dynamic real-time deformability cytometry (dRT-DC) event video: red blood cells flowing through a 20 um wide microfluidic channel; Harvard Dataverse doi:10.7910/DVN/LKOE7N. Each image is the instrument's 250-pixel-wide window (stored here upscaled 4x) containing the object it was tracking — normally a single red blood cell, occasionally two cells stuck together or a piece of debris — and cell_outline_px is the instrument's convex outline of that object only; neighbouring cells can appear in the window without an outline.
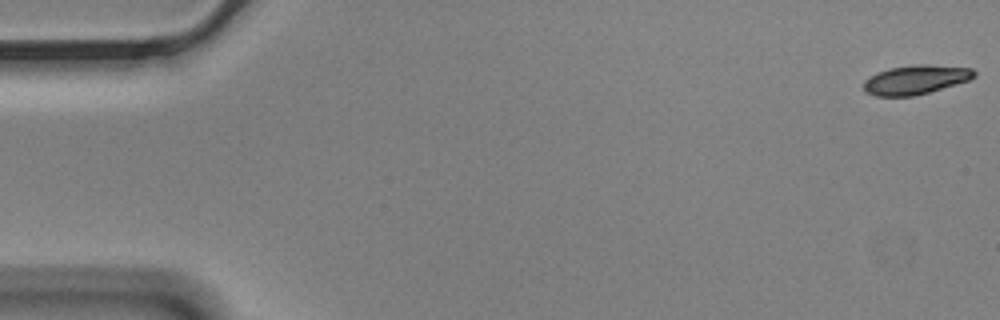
{"species": "Egyptian fruit bat (a non-hibernating species)", "species_latin": "Rousettus aegyptiacus", "temperature_condition": "cold", "stored_images_in_passage": 58, "camera_frame_rate_fps": 3000, "um_per_image_px": 0.085, "animal": {"sex": "male"}, "frame": {"image": 1, "passage_image": 1, "time_ms": 0.0, "image_size_px": [1000, 320], "cell_outline_px": [[976, 76], [968, 80], [928, 92], [912, 96], [876, 96], [864, 92], [864, 80], [888, 68], [920, 64], [924, 64], [972, 68], [976, 72]], "centroid_in_image_um": [77.82, 6.77], "position_along_channel_um": 7.2, "area_um2": 18.5}}
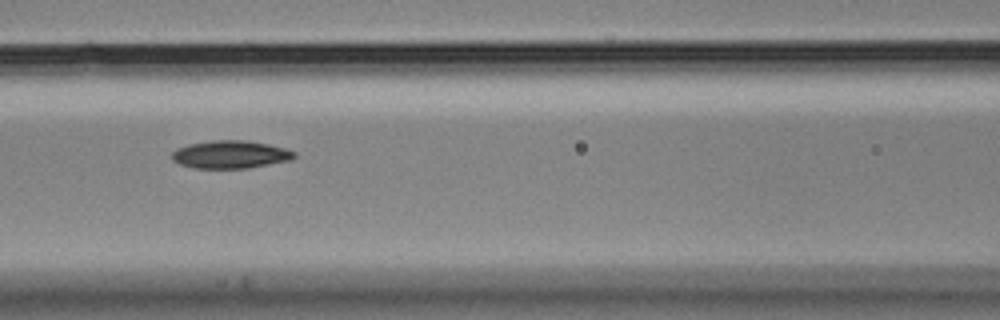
{"frame": {"image": 2, "passage_image": 25, "time_ms": 8.0, "image_size_px": [1000, 320], "cell_outline_px": [[296, 156], [292, 160], [248, 168], [192, 168], [180, 164], [172, 160], [172, 152], [176, 148], [188, 144], [212, 140], [244, 140], [268, 144], [284, 148], [296, 152]], "centroid_in_image_um": [19.58, 13.13], "position_along_channel_um": 147.0, "area_um2": 19.94}}
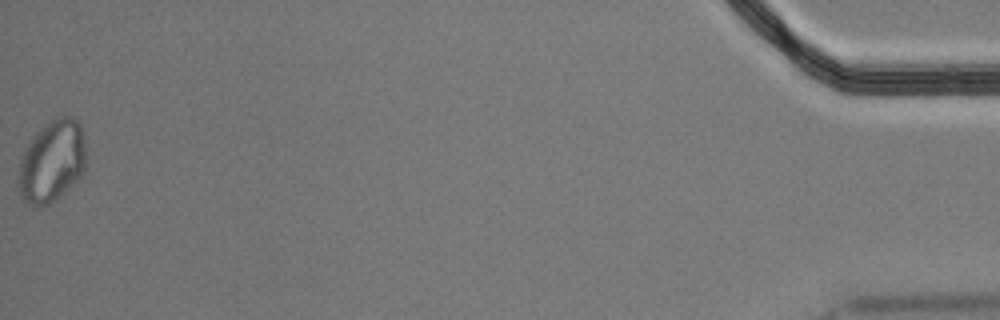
{"frame": {"image": 3, "passage_image": 58, "time_ms": 19.0, "image_size_px": [1000, 320], "cell_outline_px": [[84, 172], [64, 192], [48, 204], [32, 208], [20, 196], [16, 184], [16, 180], [20, 156], [32, 136], [36, 132], [52, 120], [60, 116], [72, 116], [80, 124], [84, 140]], "centroid_in_image_um": [4.34, 13.74], "position_along_channel_um": 430.9, "area_um2": 32.43}, "authors_computed_cell_mechanics": {"area_um2": 19.5942, "velocity_mm_per_s": 3.4696, "shape_relaxation_time_tau1_ms": 2.5925, "shape_relaxation_time_tau2_ms": 9.9037, "deformation_change_tau1": 0.0978, "deformation_change_tau2": 0.1076}}